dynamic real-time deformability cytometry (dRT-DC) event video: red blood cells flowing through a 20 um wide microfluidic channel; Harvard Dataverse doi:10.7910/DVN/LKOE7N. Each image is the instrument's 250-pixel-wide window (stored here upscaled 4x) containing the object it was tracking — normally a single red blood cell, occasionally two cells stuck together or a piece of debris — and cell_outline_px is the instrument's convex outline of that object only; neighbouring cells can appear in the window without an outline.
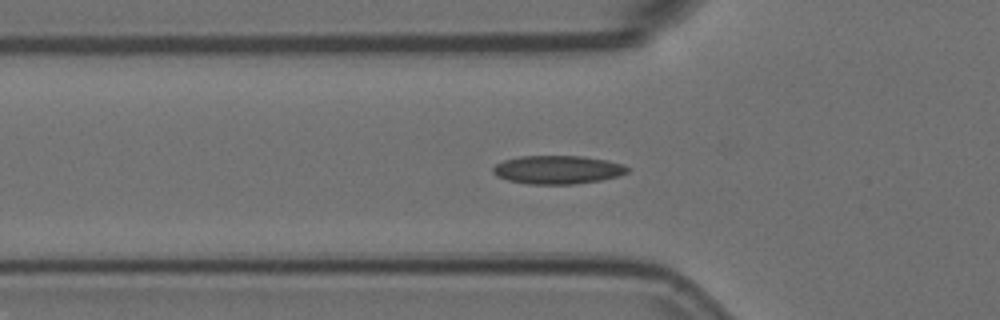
{"species": "Egyptian fruit bat (a non-hibernating species)", "species_latin": "Rousettus aegyptiacus", "temperature_condition": "room temperature", "stored_images_in_passage": 42, "segment_of_instrument_passage": [1, 2], "camera_frame_rate_fps": 3000, "um_per_image_px": 0.085, "animal": {"sex": "female"}, "frame": {"image": 1, "passage_image": 4, "time_ms": 1.0, "image_size_px": [1000, 320], "cell_outline_px": [[628, 172], [616, 176], [600, 180], [576, 184], [528, 184], [508, 180], [496, 176], [492, 172], [492, 168], [496, 164], [504, 160], [520, 156], [584, 156], [608, 160], [624, 164], [628, 168]], "centroid_in_image_um": [47.38, 14.42], "position_along_channel_um": 78.4, "area_um2": 22.31}}
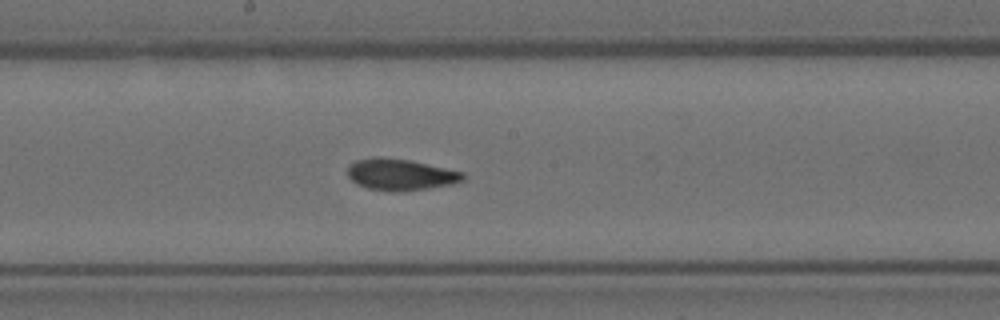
{"frame": {"image": 2, "passage_image": 15, "time_ms": 4.667, "image_size_px": [1000, 320], "cell_outline_px": [[464, 180], [452, 184], [428, 188], [400, 192], [396, 192], [368, 188], [356, 184], [348, 176], [348, 164], [356, 160], [372, 156], [380, 156], [408, 160], [464, 172]], "centroid_in_image_um": [34.0, 14.83], "position_along_channel_um": 214.2, "area_um2": 21.21}}
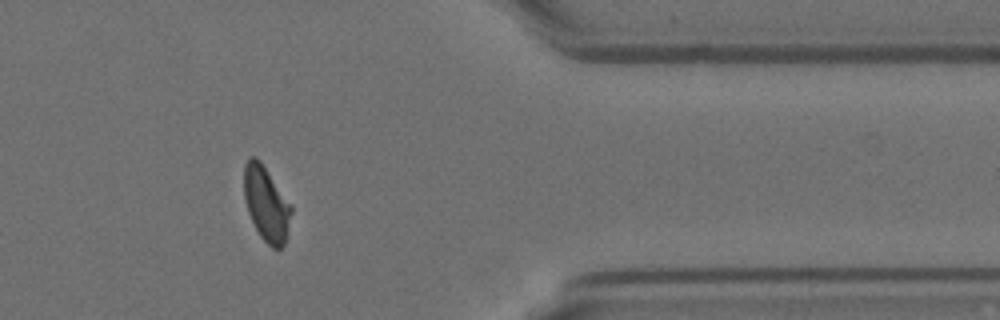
{"frame": {"image": 3, "passage_image": 31, "time_ms": 10.0, "image_size_px": [1000, 320], "cell_outline_px": [[292, 212], [284, 244], [280, 248], [272, 248], [260, 236], [248, 212], [244, 196], [244, 164], [252, 156], [256, 156], [260, 160], [292, 204]], "centroid_in_image_um": [22.64, 17.29], "position_along_channel_um": 388.8, "area_um2": 20.52}}